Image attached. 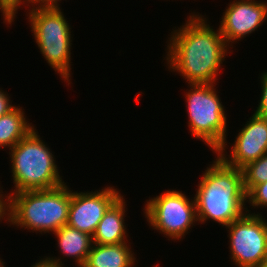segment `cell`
<instances>
[{
  "mask_svg": "<svg viewBox=\"0 0 267 267\" xmlns=\"http://www.w3.org/2000/svg\"><path fill=\"white\" fill-rule=\"evenodd\" d=\"M187 19L186 24L172 29L164 58L167 68L189 85L216 84L230 46L219 28L215 31L202 14L193 12Z\"/></svg>",
  "mask_w": 267,
  "mask_h": 267,
  "instance_id": "6da1fadb",
  "label": "cell"
},
{
  "mask_svg": "<svg viewBox=\"0 0 267 267\" xmlns=\"http://www.w3.org/2000/svg\"><path fill=\"white\" fill-rule=\"evenodd\" d=\"M215 158L203 172L194 200L198 223L212 220L226 227L247 212L243 173Z\"/></svg>",
  "mask_w": 267,
  "mask_h": 267,
  "instance_id": "7a4b0ae2",
  "label": "cell"
},
{
  "mask_svg": "<svg viewBox=\"0 0 267 267\" xmlns=\"http://www.w3.org/2000/svg\"><path fill=\"white\" fill-rule=\"evenodd\" d=\"M72 191L68 185L8 195V221L32 232L55 233L67 225Z\"/></svg>",
  "mask_w": 267,
  "mask_h": 267,
  "instance_id": "3957f363",
  "label": "cell"
},
{
  "mask_svg": "<svg viewBox=\"0 0 267 267\" xmlns=\"http://www.w3.org/2000/svg\"><path fill=\"white\" fill-rule=\"evenodd\" d=\"M34 127L9 151L14 188L13 194L30 190H48L65 182L60 176L53 152Z\"/></svg>",
  "mask_w": 267,
  "mask_h": 267,
  "instance_id": "277c9868",
  "label": "cell"
},
{
  "mask_svg": "<svg viewBox=\"0 0 267 267\" xmlns=\"http://www.w3.org/2000/svg\"><path fill=\"white\" fill-rule=\"evenodd\" d=\"M28 20L35 42L48 65L70 85L71 25L61 9H28Z\"/></svg>",
  "mask_w": 267,
  "mask_h": 267,
  "instance_id": "5b68a950",
  "label": "cell"
},
{
  "mask_svg": "<svg viewBox=\"0 0 267 267\" xmlns=\"http://www.w3.org/2000/svg\"><path fill=\"white\" fill-rule=\"evenodd\" d=\"M216 85L190 84V90L185 93L191 136L205 142L214 153L228 149L227 115Z\"/></svg>",
  "mask_w": 267,
  "mask_h": 267,
  "instance_id": "8992f818",
  "label": "cell"
},
{
  "mask_svg": "<svg viewBox=\"0 0 267 267\" xmlns=\"http://www.w3.org/2000/svg\"><path fill=\"white\" fill-rule=\"evenodd\" d=\"M149 226L171 240H179L198 222L194 198L182 191L167 190L149 198L143 208Z\"/></svg>",
  "mask_w": 267,
  "mask_h": 267,
  "instance_id": "52a82bcc",
  "label": "cell"
},
{
  "mask_svg": "<svg viewBox=\"0 0 267 267\" xmlns=\"http://www.w3.org/2000/svg\"><path fill=\"white\" fill-rule=\"evenodd\" d=\"M246 211L226 226L230 259L237 267H255L267 260V222L259 212Z\"/></svg>",
  "mask_w": 267,
  "mask_h": 267,
  "instance_id": "ba28073f",
  "label": "cell"
},
{
  "mask_svg": "<svg viewBox=\"0 0 267 267\" xmlns=\"http://www.w3.org/2000/svg\"><path fill=\"white\" fill-rule=\"evenodd\" d=\"M106 187L94 192L73 191L67 225L93 236L104 214L122 196L117 188Z\"/></svg>",
  "mask_w": 267,
  "mask_h": 267,
  "instance_id": "9c48e42d",
  "label": "cell"
},
{
  "mask_svg": "<svg viewBox=\"0 0 267 267\" xmlns=\"http://www.w3.org/2000/svg\"><path fill=\"white\" fill-rule=\"evenodd\" d=\"M238 132L230 154L226 150H218L216 154L226 164L242 169L267 153V118L254 112Z\"/></svg>",
  "mask_w": 267,
  "mask_h": 267,
  "instance_id": "30bf717a",
  "label": "cell"
},
{
  "mask_svg": "<svg viewBox=\"0 0 267 267\" xmlns=\"http://www.w3.org/2000/svg\"><path fill=\"white\" fill-rule=\"evenodd\" d=\"M225 9L219 30L230 47L257 31L267 19V2L260 0H234Z\"/></svg>",
  "mask_w": 267,
  "mask_h": 267,
  "instance_id": "8fae6325",
  "label": "cell"
},
{
  "mask_svg": "<svg viewBox=\"0 0 267 267\" xmlns=\"http://www.w3.org/2000/svg\"><path fill=\"white\" fill-rule=\"evenodd\" d=\"M126 201L121 196L104 214L94 233L93 243L101 245L121 244L128 242Z\"/></svg>",
  "mask_w": 267,
  "mask_h": 267,
  "instance_id": "7c38bea8",
  "label": "cell"
},
{
  "mask_svg": "<svg viewBox=\"0 0 267 267\" xmlns=\"http://www.w3.org/2000/svg\"><path fill=\"white\" fill-rule=\"evenodd\" d=\"M101 245L93 243L83 267H134L136 258L130 244Z\"/></svg>",
  "mask_w": 267,
  "mask_h": 267,
  "instance_id": "4fadbf2b",
  "label": "cell"
},
{
  "mask_svg": "<svg viewBox=\"0 0 267 267\" xmlns=\"http://www.w3.org/2000/svg\"><path fill=\"white\" fill-rule=\"evenodd\" d=\"M53 234L57 238V247L63 257H72L75 266L83 267L92 248L93 237L68 225H64Z\"/></svg>",
  "mask_w": 267,
  "mask_h": 267,
  "instance_id": "5bb4252c",
  "label": "cell"
},
{
  "mask_svg": "<svg viewBox=\"0 0 267 267\" xmlns=\"http://www.w3.org/2000/svg\"><path fill=\"white\" fill-rule=\"evenodd\" d=\"M23 110L18 105L0 117V148L10 150L34 128Z\"/></svg>",
  "mask_w": 267,
  "mask_h": 267,
  "instance_id": "9a60e30c",
  "label": "cell"
},
{
  "mask_svg": "<svg viewBox=\"0 0 267 267\" xmlns=\"http://www.w3.org/2000/svg\"><path fill=\"white\" fill-rule=\"evenodd\" d=\"M241 170L243 186L247 194L255 185L267 182V153L247 164Z\"/></svg>",
  "mask_w": 267,
  "mask_h": 267,
  "instance_id": "2e32d148",
  "label": "cell"
},
{
  "mask_svg": "<svg viewBox=\"0 0 267 267\" xmlns=\"http://www.w3.org/2000/svg\"><path fill=\"white\" fill-rule=\"evenodd\" d=\"M28 3V4H27ZM27 4L26 6L31 8L30 0H0V12L2 13L4 23L8 26L15 20V16L18 13V9L22 6Z\"/></svg>",
  "mask_w": 267,
  "mask_h": 267,
  "instance_id": "e0dca14e",
  "label": "cell"
},
{
  "mask_svg": "<svg viewBox=\"0 0 267 267\" xmlns=\"http://www.w3.org/2000/svg\"><path fill=\"white\" fill-rule=\"evenodd\" d=\"M246 202L254 208L267 207V182L255 185L247 194Z\"/></svg>",
  "mask_w": 267,
  "mask_h": 267,
  "instance_id": "ac0fdd59",
  "label": "cell"
},
{
  "mask_svg": "<svg viewBox=\"0 0 267 267\" xmlns=\"http://www.w3.org/2000/svg\"><path fill=\"white\" fill-rule=\"evenodd\" d=\"M261 82V97L259 100L258 107L255 111L256 114L267 118V72H263L260 75Z\"/></svg>",
  "mask_w": 267,
  "mask_h": 267,
  "instance_id": "d6986e66",
  "label": "cell"
},
{
  "mask_svg": "<svg viewBox=\"0 0 267 267\" xmlns=\"http://www.w3.org/2000/svg\"><path fill=\"white\" fill-rule=\"evenodd\" d=\"M60 1L61 0H30V5L32 6L30 9H60Z\"/></svg>",
  "mask_w": 267,
  "mask_h": 267,
  "instance_id": "ffe728a7",
  "label": "cell"
},
{
  "mask_svg": "<svg viewBox=\"0 0 267 267\" xmlns=\"http://www.w3.org/2000/svg\"><path fill=\"white\" fill-rule=\"evenodd\" d=\"M62 260L61 258H54V257H46L44 256V258H41L40 260H38V262L36 261V263H34L31 267H64V263L62 264Z\"/></svg>",
  "mask_w": 267,
  "mask_h": 267,
  "instance_id": "44dd1931",
  "label": "cell"
},
{
  "mask_svg": "<svg viewBox=\"0 0 267 267\" xmlns=\"http://www.w3.org/2000/svg\"><path fill=\"white\" fill-rule=\"evenodd\" d=\"M15 105H12L9 94L0 89V117L11 111Z\"/></svg>",
  "mask_w": 267,
  "mask_h": 267,
  "instance_id": "7402d4cb",
  "label": "cell"
},
{
  "mask_svg": "<svg viewBox=\"0 0 267 267\" xmlns=\"http://www.w3.org/2000/svg\"><path fill=\"white\" fill-rule=\"evenodd\" d=\"M1 184V183H0ZM4 193L2 187L0 188V221H8V195Z\"/></svg>",
  "mask_w": 267,
  "mask_h": 267,
  "instance_id": "603a6c76",
  "label": "cell"
},
{
  "mask_svg": "<svg viewBox=\"0 0 267 267\" xmlns=\"http://www.w3.org/2000/svg\"><path fill=\"white\" fill-rule=\"evenodd\" d=\"M255 267H267V260L262 261L261 263H259L257 266Z\"/></svg>",
  "mask_w": 267,
  "mask_h": 267,
  "instance_id": "cb8c5ba5",
  "label": "cell"
},
{
  "mask_svg": "<svg viewBox=\"0 0 267 267\" xmlns=\"http://www.w3.org/2000/svg\"><path fill=\"white\" fill-rule=\"evenodd\" d=\"M5 262L4 261H2V259L0 258V267H5Z\"/></svg>",
  "mask_w": 267,
  "mask_h": 267,
  "instance_id": "d4e9b609",
  "label": "cell"
}]
</instances>
